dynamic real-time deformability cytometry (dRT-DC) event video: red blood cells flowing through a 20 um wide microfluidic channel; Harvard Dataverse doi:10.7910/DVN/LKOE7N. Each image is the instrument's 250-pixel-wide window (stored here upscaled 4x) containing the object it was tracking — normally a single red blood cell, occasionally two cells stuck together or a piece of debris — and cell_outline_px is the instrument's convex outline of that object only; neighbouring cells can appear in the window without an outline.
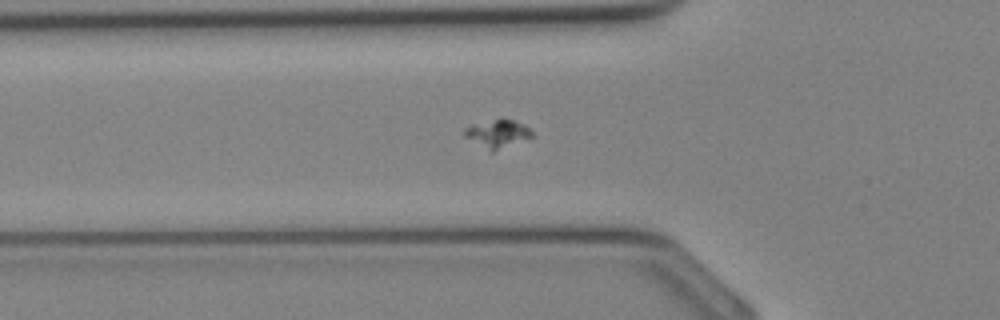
{"species": "Egyptian fruit bat (a non-hibernating species)", "species_latin": "Rousettus aegyptiacus", "temperature_condition": "cold", "stored_images_in_passage": 26, "camera_frame_rate_fps": 3000, "um_per_image_px": 0.085, "animal": {"sex": "female"}, "frame": {"image": 1, "passage_image": 3, "time_ms": 0.667, "image_size_px": [1000, 320], "cell_outline_px": [[536, 136], [492, 152], [464, 136], [464, 128], [472, 124], [500, 116], [524, 124]], "centroid_in_image_um": [42.3, 11.32], "position_along_channel_um": 83.5, "area_um2": 11.27}}
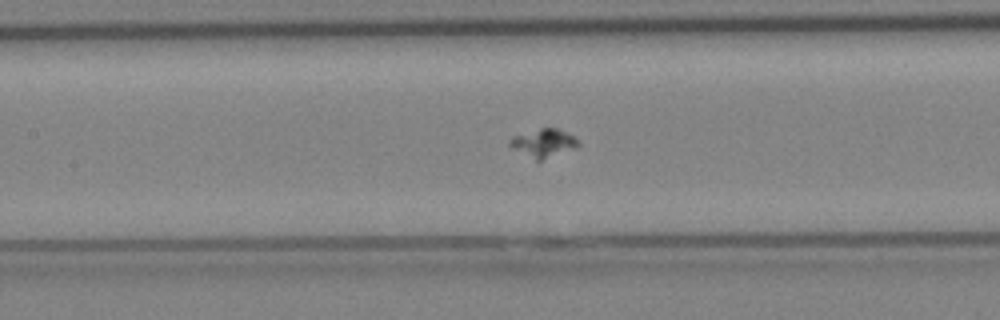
{"frame": {"image": 2, "passage_image": 7, "time_ms": 2.0, "image_size_px": [1000, 320], "cell_outline_px": [[580, 144], [576, 148], [540, 160], [536, 160], [508, 144], [508, 140], [512, 136], [540, 128], [556, 128], [568, 132]], "centroid_in_image_um": [46.21, 12.13], "position_along_channel_um": 161.2, "area_um2": 10.92}}
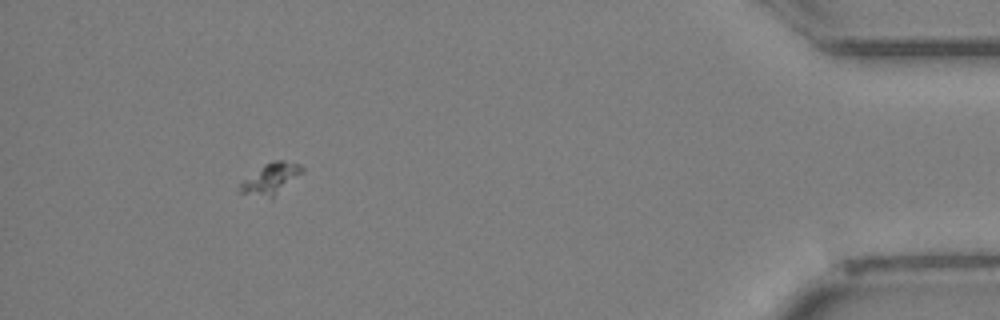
{"frame": {"image": 3, "passage_image": 23, "time_ms": 7.333, "image_size_px": [1000, 320], "cell_outline_px": [[304, 172], [272, 200], [236, 192], [240, 184], [244, 180], [264, 164], [276, 160], [284, 160], [300, 164], [304, 168]], "centroid_in_image_um": [23.04, 15.24], "position_along_channel_um": 412.2, "area_um2": 11.62}}